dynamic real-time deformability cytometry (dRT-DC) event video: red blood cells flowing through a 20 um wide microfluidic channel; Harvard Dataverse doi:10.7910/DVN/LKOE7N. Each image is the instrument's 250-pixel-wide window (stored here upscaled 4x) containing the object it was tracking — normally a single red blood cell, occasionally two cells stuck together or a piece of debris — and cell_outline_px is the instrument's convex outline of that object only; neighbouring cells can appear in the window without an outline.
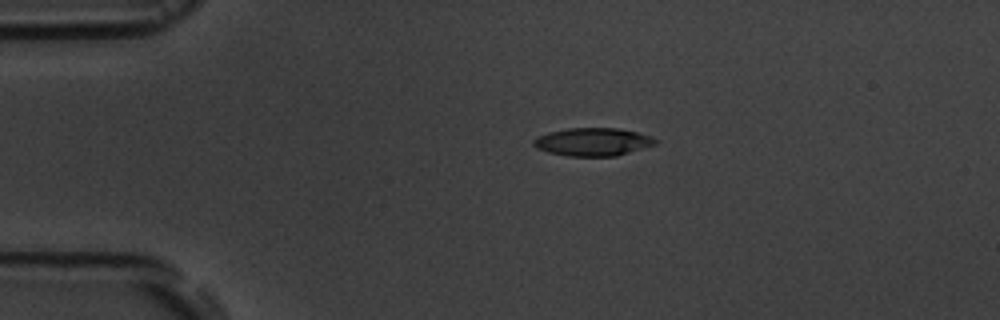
{"species": "common noctule bat (a hibernating species)", "species_latin": "Nyctalus noctula", "temperature_condition": "room temperature", "stored_images_in_passage": 2, "camera_frame_rate_fps": 3000, "um_per_image_px": 0.085, "animal": {"sex": "male", "body_mass_g": 19.5, "forearm_length_mm": 54.6}, "frame": {"image": 1, "passage_image": 1, "time_ms": 0.0, "image_size_px": [1000, 320], "cell_outline_px": [[656, 144], [616, 156], [568, 156], [548, 152], [536, 148], [532, 144], [532, 140], [536, 136], [548, 132], [568, 128], [620, 128], [652, 136], [656, 140]], "centroid_in_image_um": [50.35, 12.05], "position_along_channel_um": 34.7, "area_um2": 19.94}}